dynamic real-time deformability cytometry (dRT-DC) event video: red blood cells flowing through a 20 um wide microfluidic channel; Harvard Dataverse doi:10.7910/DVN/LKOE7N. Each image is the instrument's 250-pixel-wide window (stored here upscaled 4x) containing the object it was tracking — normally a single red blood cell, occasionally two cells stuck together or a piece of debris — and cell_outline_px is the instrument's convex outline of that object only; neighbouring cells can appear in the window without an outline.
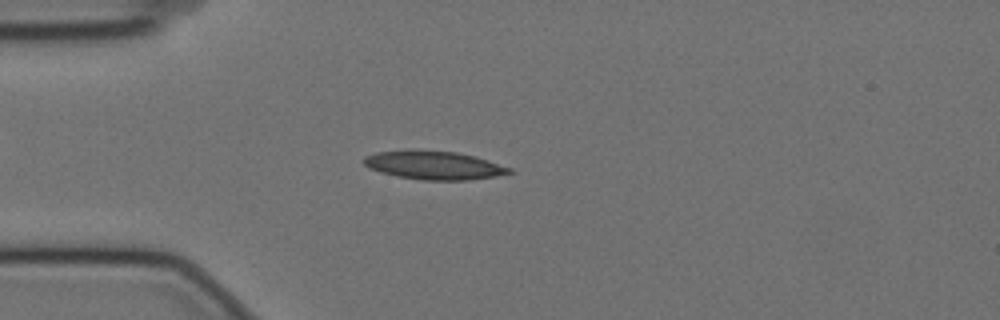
{"species": "Egyptian fruit bat (a non-hibernating species)", "species_latin": "Rousettus aegyptiacus", "temperature_condition": "cold", "stored_images_in_passage": 56, "camera_frame_rate_fps": 3000, "um_per_image_px": 0.085, "animal": {"sex": "female"}, "frame": {"image": 1, "passage_image": 14, "time_ms": 4.333, "image_size_px": [1000, 320], "cell_outline_px": [[516, 172], [496, 176], [468, 180], [424, 180], [396, 176], [380, 172], [368, 168], [360, 160], [364, 156], [376, 152], [408, 148], [416, 148], [456, 152], [476, 156], [512, 168]], "centroid_in_image_um": [36.84, 14.01], "position_along_channel_um": 48.2, "area_um2": 24.91}}
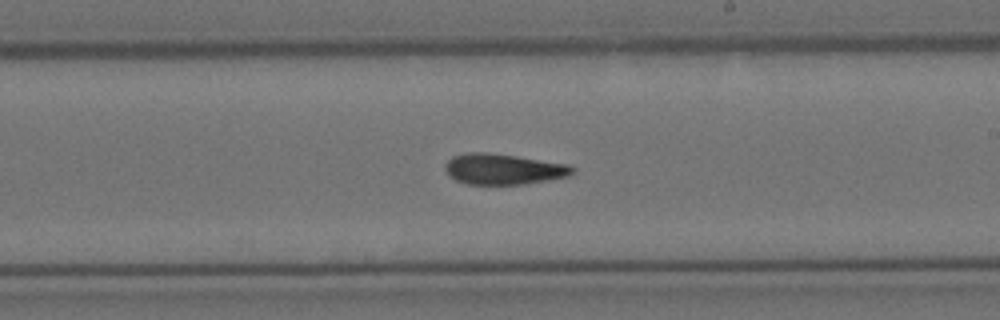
{"frame": {"image": 2, "passage_image": 32, "time_ms": 10.333, "image_size_px": [1000, 320], "cell_outline_px": [[576, 168], [568, 176], [548, 180], [524, 184], [468, 184], [456, 180], [448, 176], [444, 168], [444, 164], [452, 156], [468, 152], [488, 152], [516, 156], [568, 164]], "centroid_in_image_um": [42.75, 14.37], "position_along_channel_um": 246.3, "area_um2": 22.83}}
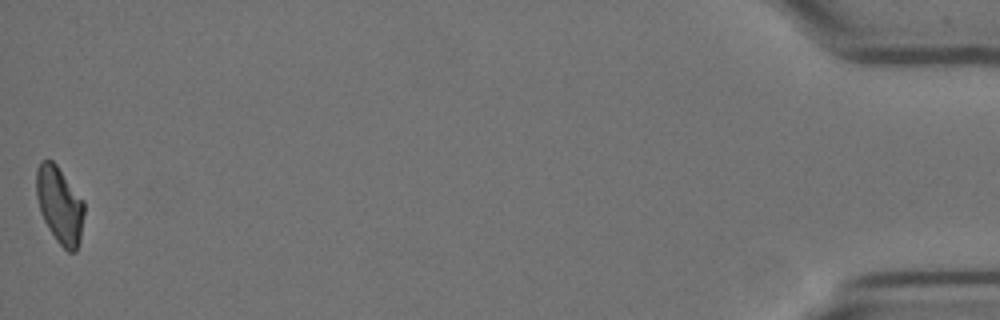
{"frame": {"image": 3, "passage_image": 56, "time_ms": 18.333, "image_size_px": [1000, 320], "cell_outline_px": [[84, 212], [80, 240], [76, 252], [68, 252], [56, 240], [48, 228], [40, 212], [36, 196], [36, 168], [40, 160], [52, 160], [56, 164], [84, 200]], "centroid_in_image_um": [5.06, 17.42], "position_along_channel_um": 430.1, "area_um2": 21.56}, "authors_computed_cell_mechanics": {"area_um2": 22.6287, "velocity_mm_per_s": 3.5153, "shape_relaxation_time_tau1_ms": 9.9044, "shape_relaxation_time_tau2_ms": null, "deformation_change_tau1": 0.2229, "deformation_change_tau2": null}}